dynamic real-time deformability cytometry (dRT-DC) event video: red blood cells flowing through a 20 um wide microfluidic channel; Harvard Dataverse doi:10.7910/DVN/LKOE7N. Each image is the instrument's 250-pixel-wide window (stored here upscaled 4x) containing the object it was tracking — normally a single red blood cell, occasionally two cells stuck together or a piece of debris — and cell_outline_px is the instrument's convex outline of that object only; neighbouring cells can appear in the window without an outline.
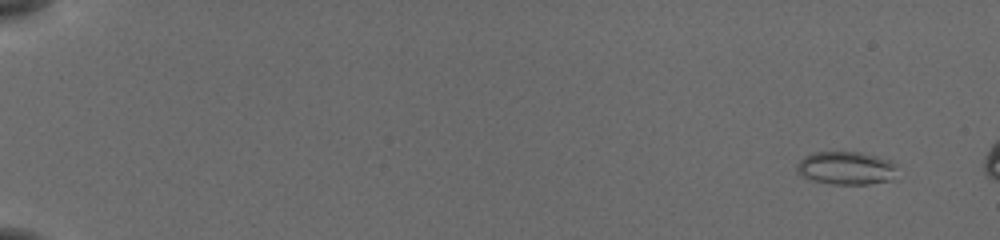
{"species": "common noctule bat (a hibernating species)", "species_latin": "Nyctalus noctula", "temperature_condition": "cold", "stored_images_in_passage": 25, "camera_frame_rate_fps": 3000, "um_per_image_px": 0.085, "animal": {"sex": "female", "body_mass_g": 19.5, "forearm_length_mm": 54.1}, "frame": {"image": 1, "passage_image": 4, "time_ms": 1.0, "image_size_px": [1000, 240], "cell_outline_px": [[896, 164], [892, 180], [868, 184], [832, 184], [812, 180], [796, 172], [796, 164], [804, 156], [812, 152], [860, 152], [876, 156], [888, 160]], "centroid_in_image_um": [71.88, 14.28], "position_along_channel_um": 13.1, "area_um2": 19.31}}
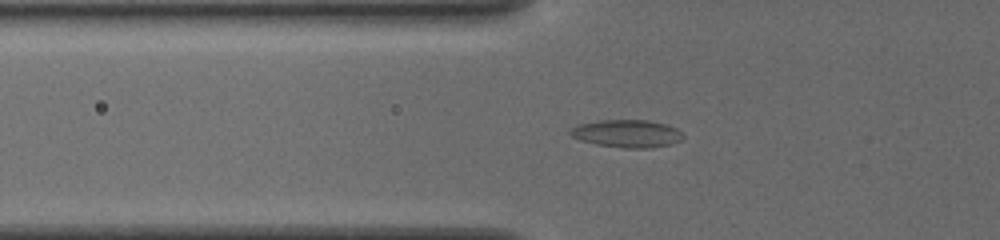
{"frame": {"image": 2, "passage_image": 22, "time_ms": 7.0, "image_size_px": [1000, 240], "cell_outline_px": [[684, 136], [680, 140], [672, 144], [648, 148], [624, 148], [596, 144], [580, 140], [572, 136], [568, 132], [572, 128], [580, 124], [600, 120], [648, 120], [664, 124], [676, 128]], "centroid_in_image_um": [53.29, 11.36], "position_along_channel_um": 72.5, "area_um2": 18.03}}
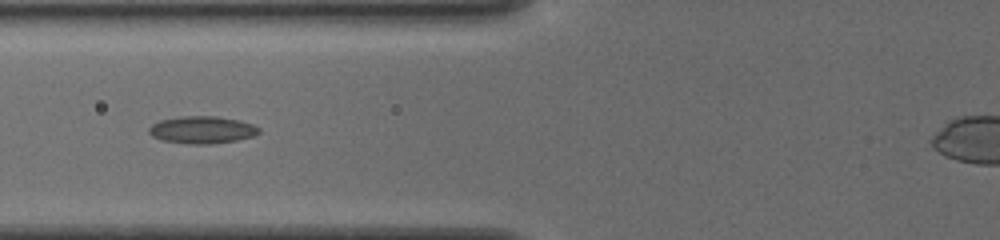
{"frame": {"image": 3, "passage_image": 25, "time_ms": 8.0, "image_size_px": [1000, 240], "cell_outline_px": [[260, 132], [252, 136], [236, 140], [212, 144], [192, 144], [160, 140], [152, 136], [148, 132], [148, 128], [152, 124], [160, 120], [180, 116], [216, 116], [240, 120], [252, 124], [260, 128]], "centroid_in_image_um": [17.16, 11.03], "position_along_channel_um": 108.6, "area_um2": 17.57}}